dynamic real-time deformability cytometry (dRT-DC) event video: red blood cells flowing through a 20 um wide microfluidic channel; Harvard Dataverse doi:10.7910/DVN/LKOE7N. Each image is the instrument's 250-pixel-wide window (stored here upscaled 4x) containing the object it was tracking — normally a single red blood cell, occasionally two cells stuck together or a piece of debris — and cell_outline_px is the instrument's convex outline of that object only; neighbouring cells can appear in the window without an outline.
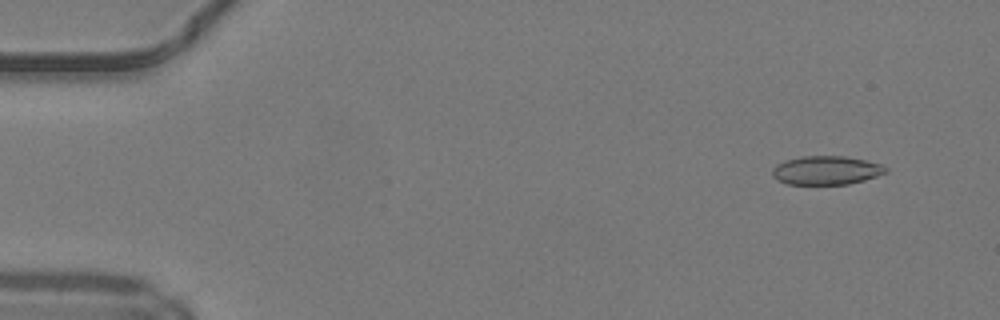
{"species": "common noctule bat (a hibernating species)", "species_latin": "Nyctalus noctula", "temperature_condition": "warm", "stored_images_in_passage": 8, "camera_frame_rate_fps": 3000, "um_per_image_px": 0.085, "animal": {"sex": "male", "body_mass_g": 19.2, "forearm_length_mm": 51.8}, "frame": {"image": 1, "passage_image": 4, "time_ms": 1.0, "image_size_px": [1000, 320], "cell_outline_px": [[888, 172], [864, 180], [848, 184], [788, 184], [776, 180], [772, 176], [772, 168], [776, 164], [784, 160], [800, 156], [844, 156], [864, 160], [880, 164], [888, 168]], "centroid_in_image_um": [70.19, 14.47], "position_along_channel_um": 14.8, "area_um2": 19.07}}